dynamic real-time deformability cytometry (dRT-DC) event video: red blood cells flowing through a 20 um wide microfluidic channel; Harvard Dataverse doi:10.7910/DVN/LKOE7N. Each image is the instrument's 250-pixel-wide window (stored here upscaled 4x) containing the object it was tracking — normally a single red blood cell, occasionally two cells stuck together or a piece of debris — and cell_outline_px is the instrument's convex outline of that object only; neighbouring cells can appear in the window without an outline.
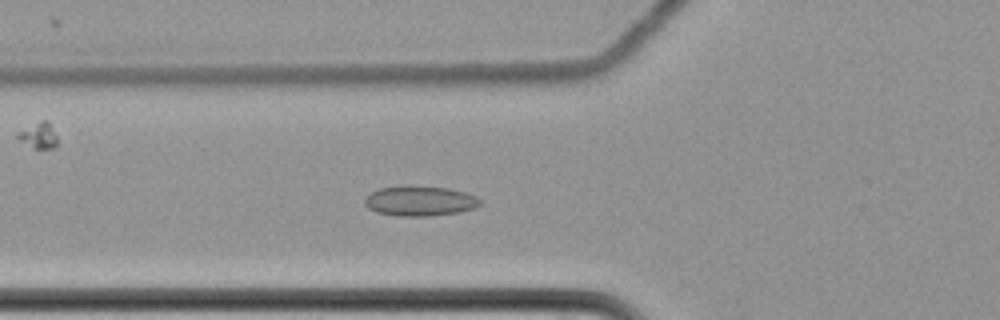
{"species": "common noctule bat (a hibernating species)", "species_latin": "Nyctalus noctula", "temperature_condition": "cold", "stored_images_in_passage": 50, "camera_frame_rate_fps": 3000, "um_per_image_px": 0.085, "animal": {"sex": "female", "body_mass_g": 22.7, "forearm_length_mm": 54.2}, "frame": {"image": 1, "passage_image": 13, "time_ms": 4.0, "image_size_px": [1000, 320], "cell_outline_px": [[480, 204], [476, 208], [456, 212], [428, 216], [396, 216], [376, 212], [368, 208], [364, 204], [364, 200], [372, 192], [380, 188], [448, 188], [464, 192], [476, 196], [480, 200]], "centroid_in_image_um": [35.7, 17.13], "position_along_channel_um": 90.1, "area_um2": 19.36}}
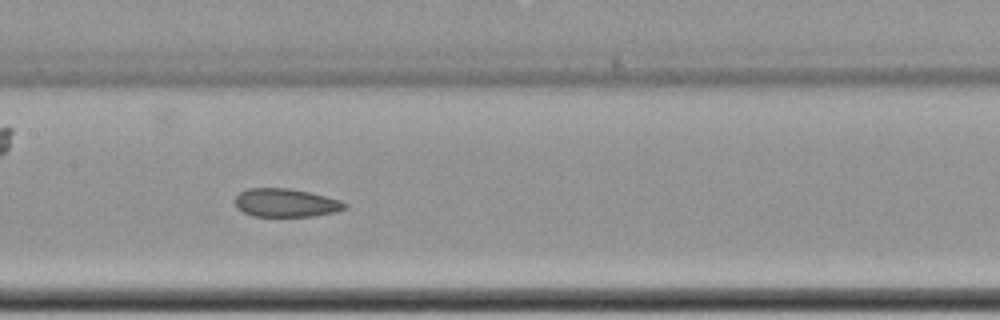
{"frame": {"image": 2, "passage_image": 21, "time_ms": 6.667, "image_size_px": [1000, 320], "cell_outline_px": [[348, 204], [344, 208], [336, 212], [312, 216], [252, 216], [236, 208], [232, 200], [240, 192], [248, 188], [288, 188], [308, 192], [340, 200]], "centroid_in_image_um": [24.23, 17.24], "position_along_channel_um": 183.2, "area_um2": 18.15}}
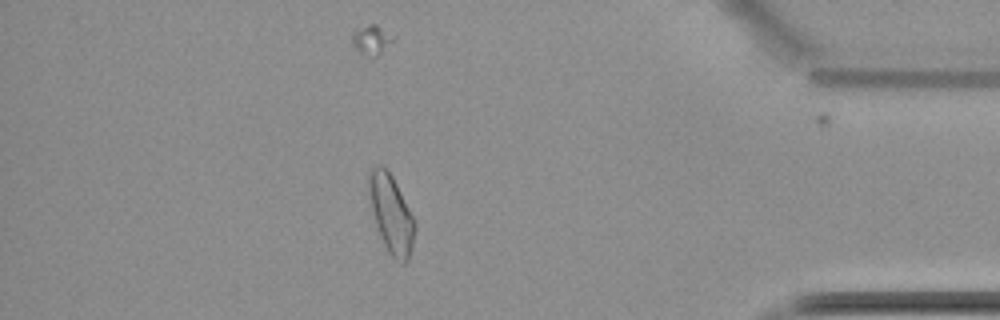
{"frame": {"image": 3, "passage_image": 43, "time_ms": 14.0, "image_size_px": [1000, 320], "cell_outline_px": [[416, 228], [412, 248], [408, 260], [404, 264], [400, 264], [388, 252], [384, 244], [376, 224], [368, 192], [368, 168], [372, 164], [380, 164], [392, 176], [416, 220]], "centroid_in_image_um": [33.26, 18.16], "position_along_channel_um": 401.9, "area_um2": 21.15}, "authors_computed_cell_mechanics": {"area_um2": 19.652, "velocity_mm_per_s": 3.4873, "shape_relaxation_time_tau1_ms": null, "shape_relaxation_time_tau2_ms": 3.0819, "deformation_change_tau1": null, "deformation_change_tau2": 0.0784}}